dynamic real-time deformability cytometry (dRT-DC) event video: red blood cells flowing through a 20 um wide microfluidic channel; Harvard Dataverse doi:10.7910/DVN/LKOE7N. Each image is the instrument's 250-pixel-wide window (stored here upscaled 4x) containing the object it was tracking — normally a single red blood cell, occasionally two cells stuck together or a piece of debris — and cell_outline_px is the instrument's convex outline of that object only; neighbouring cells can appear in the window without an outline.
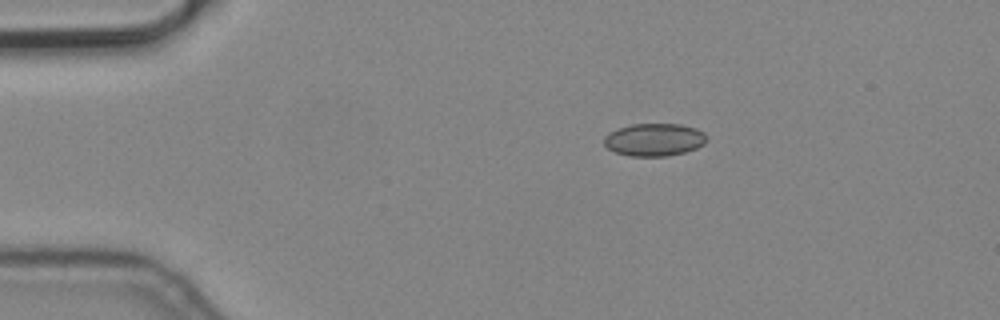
{"species": "common noctule bat (a hibernating species)", "species_latin": "Nyctalus noctula", "temperature_condition": "cold", "stored_images_in_passage": 5, "camera_frame_rate_fps": 3000, "um_per_image_px": 0.085, "animal": {"sex": "male", "body_mass_g": 19.2, "forearm_length_mm": 51.8}, "frame": {"image": 1, "passage_image": 1, "time_ms": 0.0, "image_size_px": [1000, 320], "cell_outline_px": [[704, 144], [696, 148], [684, 152], [664, 156], [628, 156], [616, 152], [608, 148], [604, 144], [604, 136], [608, 132], [632, 124], [680, 124], [696, 128], [704, 132]], "centroid_in_image_um": [55.58, 11.87], "position_along_channel_um": 29.4, "area_um2": 19.36}}
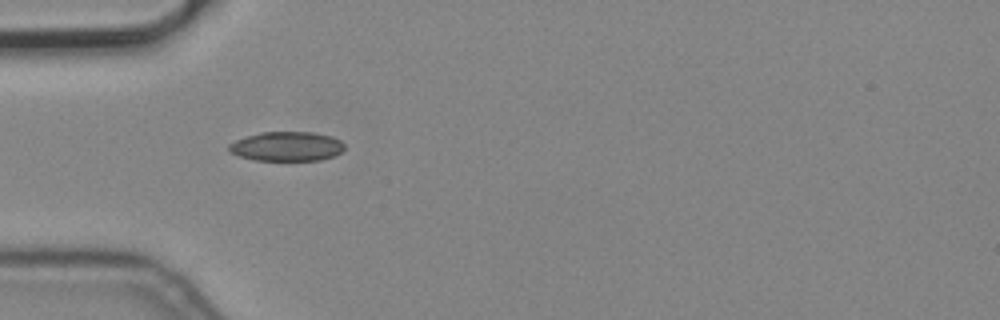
{"frame": {"image": 2, "passage_image": 3, "time_ms": 0.667, "image_size_px": [1000, 320], "cell_outline_px": [[344, 148], [340, 152], [332, 156], [320, 160], [252, 160], [228, 152], [228, 144], [236, 140], [260, 132], [312, 132], [332, 136], [340, 140], [344, 144]], "centroid_in_image_um": [24.35, 12.44], "position_along_channel_um": 60.7, "area_um2": 19.77}}
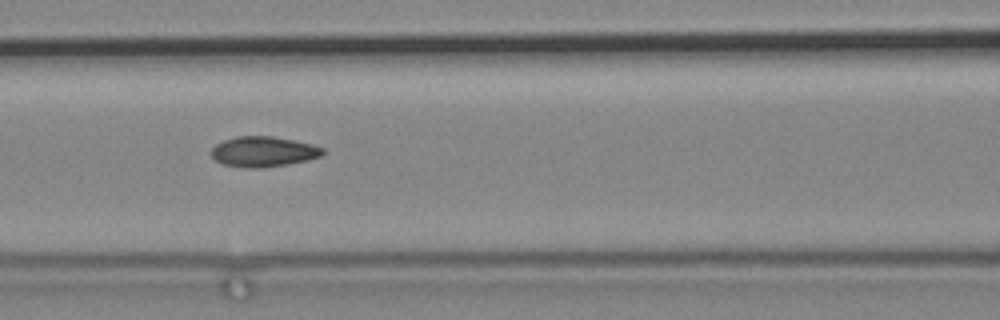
{"frame": {"image": 3, "passage_image": 5, "time_ms": 1.333, "image_size_px": [1000, 320], "cell_outline_px": [[324, 152], [320, 156], [308, 160], [260, 168], [244, 168], [220, 164], [212, 156], [212, 148], [216, 144], [224, 140], [236, 136], [272, 136], [296, 140], [312, 144], [324, 148]], "centroid_in_image_um": [22.37, 12.88], "position_along_channel_um": 144.2, "area_um2": 19.71}}